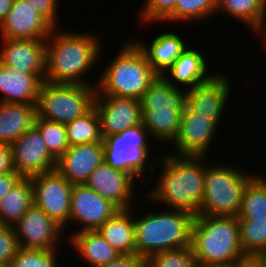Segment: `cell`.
Returning <instances> with one entry per match:
<instances>
[{
    "label": "cell",
    "mask_w": 266,
    "mask_h": 267,
    "mask_svg": "<svg viewBox=\"0 0 266 267\" xmlns=\"http://www.w3.org/2000/svg\"><path fill=\"white\" fill-rule=\"evenodd\" d=\"M163 157L156 160L161 170L157 183L146 194L148 201L198 215L204 196L207 156L168 153Z\"/></svg>",
    "instance_id": "1"
},
{
    "label": "cell",
    "mask_w": 266,
    "mask_h": 267,
    "mask_svg": "<svg viewBox=\"0 0 266 267\" xmlns=\"http://www.w3.org/2000/svg\"><path fill=\"white\" fill-rule=\"evenodd\" d=\"M99 40V37L91 32L78 33L67 30L59 32L57 28H53L45 41V81L56 84L96 86L97 83H89L84 77L100 58Z\"/></svg>",
    "instance_id": "2"
},
{
    "label": "cell",
    "mask_w": 266,
    "mask_h": 267,
    "mask_svg": "<svg viewBox=\"0 0 266 267\" xmlns=\"http://www.w3.org/2000/svg\"><path fill=\"white\" fill-rule=\"evenodd\" d=\"M238 217L196 215L191 247L197 264L230 267L244 256Z\"/></svg>",
    "instance_id": "3"
},
{
    "label": "cell",
    "mask_w": 266,
    "mask_h": 267,
    "mask_svg": "<svg viewBox=\"0 0 266 267\" xmlns=\"http://www.w3.org/2000/svg\"><path fill=\"white\" fill-rule=\"evenodd\" d=\"M148 212L141 218L134 216L135 254L147 260L152 254L191 246L195 216L176 209Z\"/></svg>",
    "instance_id": "4"
},
{
    "label": "cell",
    "mask_w": 266,
    "mask_h": 267,
    "mask_svg": "<svg viewBox=\"0 0 266 267\" xmlns=\"http://www.w3.org/2000/svg\"><path fill=\"white\" fill-rule=\"evenodd\" d=\"M131 41V42H130ZM117 56L98 77L96 95L140 100L143 93L159 76L150 66L143 51L133 40L122 42Z\"/></svg>",
    "instance_id": "5"
},
{
    "label": "cell",
    "mask_w": 266,
    "mask_h": 267,
    "mask_svg": "<svg viewBox=\"0 0 266 267\" xmlns=\"http://www.w3.org/2000/svg\"><path fill=\"white\" fill-rule=\"evenodd\" d=\"M234 165H206L204 196L198 215L237 217L246 183L254 176Z\"/></svg>",
    "instance_id": "6"
},
{
    "label": "cell",
    "mask_w": 266,
    "mask_h": 267,
    "mask_svg": "<svg viewBox=\"0 0 266 267\" xmlns=\"http://www.w3.org/2000/svg\"><path fill=\"white\" fill-rule=\"evenodd\" d=\"M95 95L96 86L43 81L38 91L37 117L66 125L94 106Z\"/></svg>",
    "instance_id": "7"
},
{
    "label": "cell",
    "mask_w": 266,
    "mask_h": 267,
    "mask_svg": "<svg viewBox=\"0 0 266 267\" xmlns=\"http://www.w3.org/2000/svg\"><path fill=\"white\" fill-rule=\"evenodd\" d=\"M147 136H150L148 130L140 123L123 132L103 138L104 162L112 168L131 175L134 179L136 177L141 179L148 171L153 170V173L156 166L154 164L160 157L151 159L155 162L148 159L151 156L149 155L151 146Z\"/></svg>",
    "instance_id": "8"
},
{
    "label": "cell",
    "mask_w": 266,
    "mask_h": 267,
    "mask_svg": "<svg viewBox=\"0 0 266 267\" xmlns=\"http://www.w3.org/2000/svg\"><path fill=\"white\" fill-rule=\"evenodd\" d=\"M33 204L64 230L69 226L73 184L56 170L30 177Z\"/></svg>",
    "instance_id": "9"
},
{
    "label": "cell",
    "mask_w": 266,
    "mask_h": 267,
    "mask_svg": "<svg viewBox=\"0 0 266 267\" xmlns=\"http://www.w3.org/2000/svg\"><path fill=\"white\" fill-rule=\"evenodd\" d=\"M11 150L13 169L22 178L55 170L56 160L35 126L15 140L11 144Z\"/></svg>",
    "instance_id": "10"
},
{
    "label": "cell",
    "mask_w": 266,
    "mask_h": 267,
    "mask_svg": "<svg viewBox=\"0 0 266 267\" xmlns=\"http://www.w3.org/2000/svg\"><path fill=\"white\" fill-rule=\"evenodd\" d=\"M119 209L85 184H73L69 224L77 222L81 231H96Z\"/></svg>",
    "instance_id": "11"
},
{
    "label": "cell",
    "mask_w": 266,
    "mask_h": 267,
    "mask_svg": "<svg viewBox=\"0 0 266 267\" xmlns=\"http://www.w3.org/2000/svg\"><path fill=\"white\" fill-rule=\"evenodd\" d=\"M20 248L57 250L64 229L34 204L13 226Z\"/></svg>",
    "instance_id": "12"
},
{
    "label": "cell",
    "mask_w": 266,
    "mask_h": 267,
    "mask_svg": "<svg viewBox=\"0 0 266 267\" xmlns=\"http://www.w3.org/2000/svg\"><path fill=\"white\" fill-rule=\"evenodd\" d=\"M94 106L102 138L142 123L140 100L112 95H95Z\"/></svg>",
    "instance_id": "13"
},
{
    "label": "cell",
    "mask_w": 266,
    "mask_h": 267,
    "mask_svg": "<svg viewBox=\"0 0 266 267\" xmlns=\"http://www.w3.org/2000/svg\"><path fill=\"white\" fill-rule=\"evenodd\" d=\"M217 127L208 116L196 114L185 106L174 145L171 144L175 155L207 156Z\"/></svg>",
    "instance_id": "14"
},
{
    "label": "cell",
    "mask_w": 266,
    "mask_h": 267,
    "mask_svg": "<svg viewBox=\"0 0 266 267\" xmlns=\"http://www.w3.org/2000/svg\"><path fill=\"white\" fill-rule=\"evenodd\" d=\"M229 80V81H228ZM230 79L216 72L207 82L187 90L186 106L194 113L208 116L217 126L230 97Z\"/></svg>",
    "instance_id": "15"
},
{
    "label": "cell",
    "mask_w": 266,
    "mask_h": 267,
    "mask_svg": "<svg viewBox=\"0 0 266 267\" xmlns=\"http://www.w3.org/2000/svg\"><path fill=\"white\" fill-rule=\"evenodd\" d=\"M135 180L137 178L134 179L131 175L112 168L103 161L91 172L84 184L115 205L119 210H127L133 209V189H135L133 188L135 185L133 183L136 182Z\"/></svg>",
    "instance_id": "16"
},
{
    "label": "cell",
    "mask_w": 266,
    "mask_h": 267,
    "mask_svg": "<svg viewBox=\"0 0 266 267\" xmlns=\"http://www.w3.org/2000/svg\"><path fill=\"white\" fill-rule=\"evenodd\" d=\"M53 27L26 0H14L0 26L1 39L46 41Z\"/></svg>",
    "instance_id": "17"
},
{
    "label": "cell",
    "mask_w": 266,
    "mask_h": 267,
    "mask_svg": "<svg viewBox=\"0 0 266 267\" xmlns=\"http://www.w3.org/2000/svg\"><path fill=\"white\" fill-rule=\"evenodd\" d=\"M103 142L69 146L56 161L55 170L72 184H84L91 172L104 161Z\"/></svg>",
    "instance_id": "18"
},
{
    "label": "cell",
    "mask_w": 266,
    "mask_h": 267,
    "mask_svg": "<svg viewBox=\"0 0 266 267\" xmlns=\"http://www.w3.org/2000/svg\"><path fill=\"white\" fill-rule=\"evenodd\" d=\"M2 40V47L0 48L1 64L26 73H45V41L23 39Z\"/></svg>",
    "instance_id": "19"
},
{
    "label": "cell",
    "mask_w": 266,
    "mask_h": 267,
    "mask_svg": "<svg viewBox=\"0 0 266 267\" xmlns=\"http://www.w3.org/2000/svg\"><path fill=\"white\" fill-rule=\"evenodd\" d=\"M45 73H26L0 63V103L36 105Z\"/></svg>",
    "instance_id": "20"
},
{
    "label": "cell",
    "mask_w": 266,
    "mask_h": 267,
    "mask_svg": "<svg viewBox=\"0 0 266 267\" xmlns=\"http://www.w3.org/2000/svg\"><path fill=\"white\" fill-rule=\"evenodd\" d=\"M207 64L209 65L201 52L187 46L174 64L165 71L162 77L176 88H179L178 85H180L184 87L185 90H189L199 84L207 82L216 74L215 72L213 74H208L209 70ZM168 72L169 77L173 80L167 76Z\"/></svg>",
    "instance_id": "21"
},
{
    "label": "cell",
    "mask_w": 266,
    "mask_h": 267,
    "mask_svg": "<svg viewBox=\"0 0 266 267\" xmlns=\"http://www.w3.org/2000/svg\"><path fill=\"white\" fill-rule=\"evenodd\" d=\"M133 39L145 54L150 66L159 76H162L174 64L187 47L183 38L173 32H165L154 37L148 46L147 43L142 42L140 39H138L139 41L135 38Z\"/></svg>",
    "instance_id": "22"
},
{
    "label": "cell",
    "mask_w": 266,
    "mask_h": 267,
    "mask_svg": "<svg viewBox=\"0 0 266 267\" xmlns=\"http://www.w3.org/2000/svg\"><path fill=\"white\" fill-rule=\"evenodd\" d=\"M36 105L0 103V143L12 144L34 126Z\"/></svg>",
    "instance_id": "23"
},
{
    "label": "cell",
    "mask_w": 266,
    "mask_h": 267,
    "mask_svg": "<svg viewBox=\"0 0 266 267\" xmlns=\"http://www.w3.org/2000/svg\"><path fill=\"white\" fill-rule=\"evenodd\" d=\"M68 241L89 267H100L116 259L121 254L113 248L98 232H73Z\"/></svg>",
    "instance_id": "24"
},
{
    "label": "cell",
    "mask_w": 266,
    "mask_h": 267,
    "mask_svg": "<svg viewBox=\"0 0 266 267\" xmlns=\"http://www.w3.org/2000/svg\"><path fill=\"white\" fill-rule=\"evenodd\" d=\"M142 124L148 130L150 137L160 143L173 142L180 128L181 116L184 110H174L168 106L141 107Z\"/></svg>",
    "instance_id": "25"
},
{
    "label": "cell",
    "mask_w": 266,
    "mask_h": 267,
    "mask_svg": "<svg viewBox=\"0 0 266 267\" xmlns=\"http://www.w3.org/2000/svg\"><path fill=\"white\" fill-rule=\"evenodd\" d=\"M132 210H119L97 232L120 254H135V225Z\"/></svg>",
    "instance_id": "26"
},
{
    "label": "cell",
    "mask_w": 266,
    "mask_h": 267,
    "mask_svg": "<svg viewBox=\"0 0 266 267\" xmlns=\"http://www.w3.org/2000/svg\"><path fill=\"white\" fill-rule=\"evenodd\" d=\"M33 205L30 178H21L0 202V225L13 227Z\"/></svg>",
    "instance_id": "27"
},
{
    "label": "cell",
    "mask_w": 266,
    "mask_h": 267,
    "mask_svg": "<svg viewBox=\"0 0 266 267\" xmlns=\"http://www.w3.org/2000/svg\"><path fill=\"white\" fill-rule=\"evenodd\" d=\"M225 12L252 31L260 33L266 24V0H217L216 12Z\"/></svg>",
    "instance_id": "28"
},
{
    "label": "cell",
    "mask_w": 266,
    "mask_h": 267,
    "mask_svg": "<svg viewBox=\"0 0 266 267\" xmlns=\"http://www.w3.org/2000/svg\"><path fill=\"white\" fill-rule=\"evenodd\" d=\"M187 90L176 88L162 76L148 87L140 99L141 107L168 106L174 110H184L186 106Z\"/></svg>",
    "instance_id": "29"
},
{
    "label": "cell",
    "mask_w": 266,
    "mask_h": 267,
    "mask_svg": "<svg viewBox=\"0 0 266 267\" xmlns=\"http://www.w3.org/2000/svg\"><path fill=\"white\" fill-rule=\"evenodd\" d=\"M238 219H266V178L256 174L247 183Z\"/></svg>",
    "instance_id": "30"
},
{
    "label": "cell",
    "mask_w": 266,
    "mask_h": 267,
    "mask_svg": "<svg viewBox=\"0 0 266 267\" xmlns=\"http://www.w3.org/2000/svg\"><path fill=\"white\" fill-rule=\"evenodd\" d=\"M68 145L103 142L100 121L95 106L83 116L65 125Z\"/></svg>",
    "instance_id": "31"
},
{
    "label": "cell",
    "mask_w": 266,
    "mask_h": 267,
    "mask_svg": "<svg viewBox=\"0 0 266 267\" xmlns=\"http://www.w3.org/2000/svg\"><path fill=\"white\" fill-rule=\"evenodd\" d=\"M216 8L217 0H176L174 11L163 22H200L215 15Z\"/></svg>",
    "instance_id": "32"
},
{
    "label": "cell",
    "mask_w": 266,
    "mask_h": 267,
    "mask_svg": "<svg viewBox=\"0 0 266 267\" xmlns=\"http://www.w3.org/2000/svg\"><path fill=\"white\" fill-rule=\"evenodd\" d=\"M240 245L245 255L266 252V219H238Z\"/></svg>",
    "instance_id": "33"
},
{
    "label": "cell",
    "mask_w": 266,
    "mask_h": 267,
    "mask_svg": "<svg viewBox=\"0 0 266 267\" xmlns=\"http://www.w3.org/2000/svg\"><path fill=\"white\" fill-rule=\"evenodd\" d=\"M34 126L40 131L48 151L57 161L69 148L65 125L36 116Z\"/></svg>",
    "instance_id": "34"
},
{
    "label": "cell",
    "mask_w": 266,
    "mask_h": 267,
    "mask_svg": "<svg viewBox=\"0 0 266 267\" xmlns=\"http://www.w3.org/2000/svg\"><path fill=\"white\" fill-rule=\"evenodd\" d=\"M146 267H197L192 247L161 251L146 260Z\"/></svg>",
    "instance_id": "35"
},
{
    "label": "cell",
    "mask_w": 266,
    "mask_h": 267,
    "mask_svg": "<svg viewBox=\"0 0 266 267\" xmlns=\"http://www.w3.org/2000/svg\"><path fill=\"white\" fill-rule=\"evenodd\" d=\"M57 250L20 248L10 267H58Z\"/></svg>",
    "instance_id": "36"
},
{
    "label": "cell",
    "mask_w": 266,
    "mask_h": 267,
    "mask_svg": "<svg viewBox=\"0 0 266 267\" xmlns=\"http://www.w3.org/2000/svg\"><path fill=\"white\" fill-rule=\"evenodd\" d=\"M144 7L141 8V23L152 24L163 23V21L174 11L176 0H144ZM143 20V21H142Z\"/></svg>",
    "instance_id": "37"
},
{
    "label": "cell",
    "mask_w": 266,
    "mask_h": 267,
    "mask_svg": "<svg viewBox=\"0 0 266 267\" xmlns=\"http://www.w3.org/2000/svg\"><path fill=\"white\" fill-rule=\"evenodd\" d=\"M19 249L20 246L13 227L0 225V263L9 265Z\"/></svg>",
    "instance_id": "38"
},
{
    "label": "cell",
    "mask_w": 266,
    "mask_h": 267,
    "mask_svg": "<svg viewBox=\"0 0 266 267\" xmlns=\"http://www.w3.org/2000/svg\"><path fill=\"white\" fill-rule=\"evenodd\" d=\"M53 28H58V6L59 0H26Z\"/></svg>",
    "instance_id": "39"
},
{
    "label": "cell",
    "mask_w": 266,
    "mask_h": 267,
    "mask_svg": "<svg viewBox=\"0 0 266 267\" xmlns=\"http://www.w3.org/2000/svg\"><path fill=\"white\" fill-rule=\"evenodd\" d=\"M100 267H146V260L139 254H121L110 263Z\"/></svg>",
    "instance_id": "40"
},
{
    "label": "cell",
    "mask_w": 266,
    "mask_h": 267,
    "mask_svg": "<svg viewBox=\"0 0 266 267\" xmlns=\"http://www.w3.org/2000/svg\"><path fill=\"white\" fill-rule=\"evenodd\" d=\"M8 172H15L12 165L11 145L0 143V175Z\"/></svg>",
    "instance_id": "41"
},
{
    "label": "cell",
    "mask_w": 266,
    "mask_h": 267,
    "mask_svg": "<svg viewBox=\"0 0 266 267\" xmlns=\"http://www.w3.org/2000/svg\"><path fill=\"white\" fill-rule=\"evenodd\" d=\"M21 178L16 172H8L0 175V202Z\"/></svg>",
    "instance_id": "42"
},
{
    "label": "cell",
    "mask_w": 266,
    "mask_h": 267,
    "mask_svg": "<svg viewBox=\"0 0 266 267\" xmlns=\"http://www.w3.org/2000/svg\"><path fill=\"white\" fill-rule=\"evenodd\" d=\"M230 267H263L254 255L244 256L236 265Z\"/></svg>",
    "instance_id": "43"
},
{
    "label": "cell",
    "mask_w": 266,
    "mask_h": 267,
    "mask_svg": "<svg viewBox=\"0 0 266 267\" xmlns=\"http://www.w3.org/2000/svg\"><path fill=\"white\" fill-rule=\"evenodd\" d=\"M14 0H0V26L10 11Z\"/></svg>",
    "instance_id": "44"
},
{
    "label": "cell",
    "mask_w": 266,
    "mask_h": 267,
    "mask_svg": "<svg viewBox=\"0 0 266 267\" xmlns=\"http://www.w3.org/2000/svg\"><path fill=\"white\" fill-rule=\"evenodd\" d=\"M254 256L261 262L263 267H266V252H261Z\"/></svg>",
    "instance_id": "45"
},
{
    "label": "cell",
    "mask_w": 266,
    "mask_h": 267,
    "mask_svg": "<svg viewBox=\"0 0 266 267\" xmlns=\"http://www.w3.org/2000/svg\"><path fill=\"white\" fill-rule=\"evenodd\" d=\"M258 35H260V37H262L261 39L264 40L262 43H264L263 46H265V51H266V24H265L263 30Z\"/></svg>",
    "instance_id": "46"
},
{
    "label": "cell",
    "mask_w": 266,
    "mask_h": 267,
    "mask_svg": "<svg viewBox=\"0 0 266 267\" xmlns=\"http://www.w3.org/2000/svg\"><path fill=\"white\" fill-rule=\"evenodd\" d=\"M197 267H226V266H215V265H202V264H197Z\"/></svg>",
    "instance_id": "47"
},
{
    "label": "cell",
    "mask_w": 266,
    "mask_h": 267,
    "mask_svg": "<svg viewBox=\"0 0 266 267\" xmlns=\"http://www.w3.org/2000/svg\"><path fill=\"white\" fill-rule=\"evenodd\" d=\"M0 267H10V266L4 263H0Z\"/></svg>",
    "instance_id": "48"
}]
</instances>
